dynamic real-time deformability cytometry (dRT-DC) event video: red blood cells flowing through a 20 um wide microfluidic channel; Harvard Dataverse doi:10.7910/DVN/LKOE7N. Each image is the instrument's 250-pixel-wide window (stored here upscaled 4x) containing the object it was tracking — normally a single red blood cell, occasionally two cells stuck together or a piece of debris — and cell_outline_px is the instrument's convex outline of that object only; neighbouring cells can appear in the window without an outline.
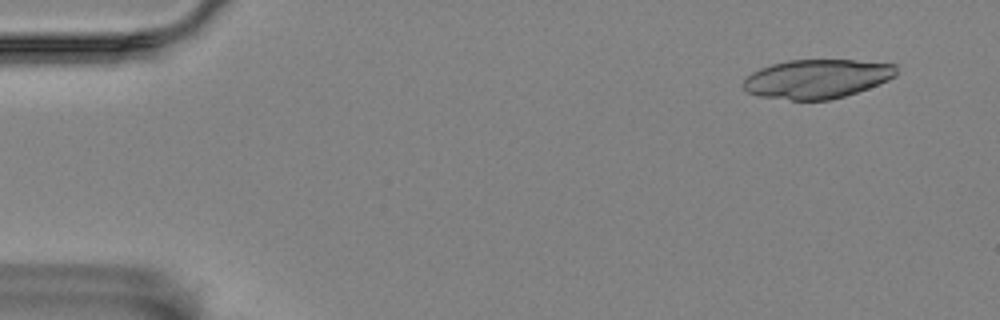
{"species": "Egyptian fruit bat (a non-hibernating species)", "species_latin": "Rousettus aegyptiacus", "temperature_condition": "room temperature", "stored_images_in_passage": 31, "camera_frame_rate_fps": 3000, "um_per_image_px": 0.085, "animal": {"sex": "female"}, "frame": {"image": 1, "passage_image": 4, "time_ms": 1.0, "image_size_px": [1000, 320], "cell_outline_px": [[896, 76], [888, 80], [868, 88], [844, 96], [828, 100], [792, 100], [760, 96], [748, 92], [744, 88], [744, 80], [752, 72], [760, 68], [772, 64], [788, 60], [852, 60], [896, 64]], "centroid_in_image_um": [69.45, 6.7], "position_along_channel_um": 15.6, "area_um2": 34.56}}